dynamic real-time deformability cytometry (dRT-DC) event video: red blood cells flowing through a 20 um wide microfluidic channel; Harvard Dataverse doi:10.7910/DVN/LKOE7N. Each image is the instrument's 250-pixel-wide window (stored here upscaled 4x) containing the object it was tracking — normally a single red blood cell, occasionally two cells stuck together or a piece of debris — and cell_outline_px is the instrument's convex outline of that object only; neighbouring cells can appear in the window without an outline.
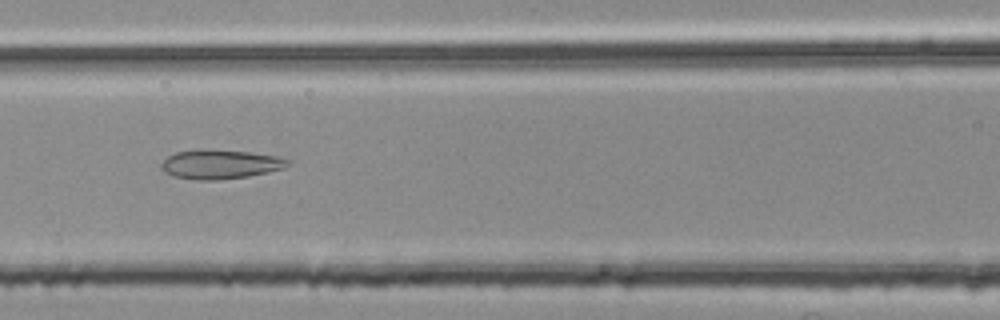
{"species": "common noctule bat (a hibernating species)", "species_latin": "Nyctalus noctula", "temperature_condition": "room temperature", "stored_images_in_passage": 40, "camera_frame_rate_fps": 3000, "um_per_image_px": 0.085, "animal": {"sex": "female", "body_mass_g": 25.1}, "frame": {"image": 1, "passage_image": 10, "time_ms": 3.0, "image_size_px": [1000, 320], "cell_outline_px": [[292, 164], [284, 168], [268, 172], [248, 176], [220, 180], [196, 180], [172, 176], [164, 172], [160, 168], [160, 164], [168, 156], [176, 152], [200, 148], [208, 148], [252, 152], [276, 156], [292, 160]], "centroid_in_image_um": [18.72, 13.95], "position_along_channel_um": 147.9, "area_um2": 22.08}}
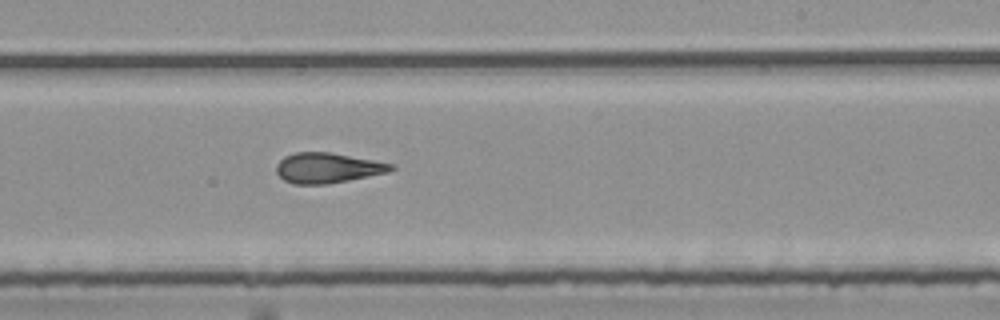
{"frame": {"image": 2, "passage_image": 19, "time_ms": 6.0, "image_size_px": [1000, 320], "cell_outline_px": [[396, 168], [388, 172], [328, 184], [292, 184], [284, 180], [276, 172], [276, 164], [284, 156], [296, 152], [328, 152], [372, 160], [392, 164]], "centroid_in_image_um": [27.79, 14.27], "position_along_channel_um": 261.2, "area_um2": 20.0}}
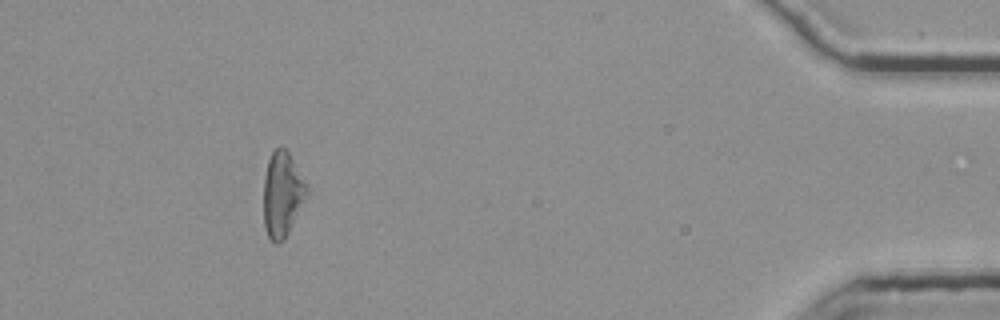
{"frame": {"image": 3, "passage_image": 36, "time_ms": 11.667, "image_size_px": [1000, 320], "cell_outline_px": [[308, 196], [284, 240], [276, 244], [268, 236], [264, 224], [264, 176], [268, 160], [272, 152], [276, 148], [284, 148], [288, 152], [308, 184]], "centroid_in_image_um": [24.02, 16.52], "position_along_channel_um": 411.2, "area_um2": 21.44}, "authors_computed_cell_mechanics": {"area_um2": 20.7502, "velocity_mm_per_s": 3.7892, "shape_relaxation_time_tau1_ms": null, "shape_relaxation_time_tau2_ms": 1.9667, "deformation_change_tau1": null, "deformation_change_tau2": 0.1195}}